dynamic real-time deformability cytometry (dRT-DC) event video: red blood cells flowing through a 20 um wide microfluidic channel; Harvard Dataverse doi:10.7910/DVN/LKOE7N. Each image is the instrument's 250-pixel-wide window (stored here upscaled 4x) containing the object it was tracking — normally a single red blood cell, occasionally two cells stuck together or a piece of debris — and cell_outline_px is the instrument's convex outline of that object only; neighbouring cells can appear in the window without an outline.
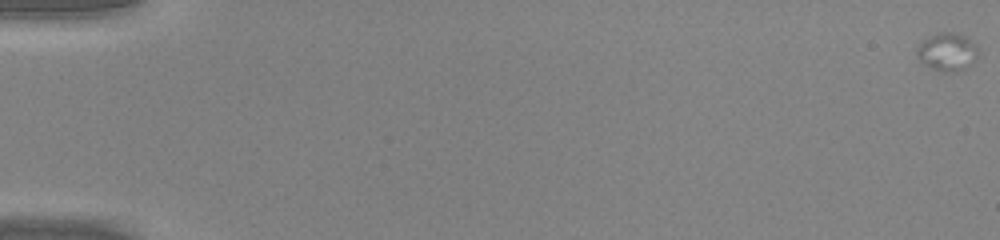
{"species": "common noctule bat (a hibernating species)", "species_latin": "Nyctalus noctula", "temperature_condition": "warm", "stored_images_in_passage": 33, "camera_frame_rate_fps": 3000, "um_per_image_px": 0.085, "animal": {"sex": "male", "body_mass_g": 20.0, "forearm_length_mm": 53.3}, "frame": {"image": 1, "passage_image": 1, "time_ms": 0.0, "image_size_px": [1000, 240], "cell_outline_px": [[980, 48], [976, 56], [964, 68], [952, 72], [940, 72], [932, 68], [920, 60], [916, 56], [916, 48], [928, 36], [936, 32], [956, 32], [964, 36], [976, 44]], "centroid_in_image_um": [80.49, 4.38], "position_along_channel_um": 4.5, "area_um2": 13.47}}
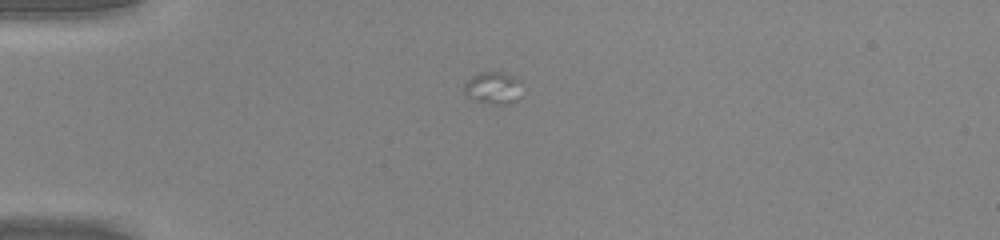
{"frame": {"image": 2, "passage_image": 15, "time_ms": 4.667, "image_size_px": [1000, 240], "cell_outline_px": [[516, 100], [508, 104], [488, 104], [476, 100], [468, 96], [464, 92], [464, 84], [472, 76], [480, 72], [500, 72], [516, 76]], "centroid_in_image_um": [41.81, 7.47], "position_along_channel_um": 43.2, "area_um2": 10.29}}